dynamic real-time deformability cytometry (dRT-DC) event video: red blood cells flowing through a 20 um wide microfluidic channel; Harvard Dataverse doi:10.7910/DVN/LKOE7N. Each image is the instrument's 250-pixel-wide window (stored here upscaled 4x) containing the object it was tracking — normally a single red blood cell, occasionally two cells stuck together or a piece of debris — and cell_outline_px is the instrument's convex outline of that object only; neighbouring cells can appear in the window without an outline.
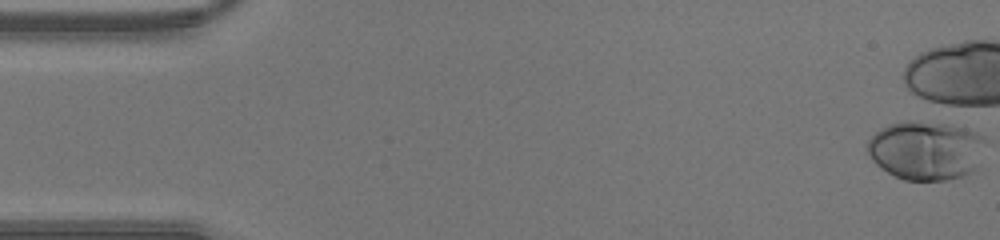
{"species": "human", "species_latin": "Homo sapiens", "temperature_condition": "warm", "stored_images_in_passage": 3, "camera_frame_rate_fps": 3000, "um_per_image_px": 0.085, "donor": {"sex": "male"}, "frame": {"image": 1, "passage_image": 1, "time_ms": 0.0, "image_size_px": [1000, 240], "cell_outline_px": [[984, 140], [972, 168], [968, 172], [960, 176], [944, 180], [904, 180], [888, 172], [876, 164], [872, 160], [868, 152], [868, 140], [880, 128], [888, 124], [908, 120], [944, 124], [964, 128], [976, 132], [984, 136]], "centroid_in_image_um": [78.61, 12.76], "position_along_channel_um": 6.4, "area_um2": 39.54}}